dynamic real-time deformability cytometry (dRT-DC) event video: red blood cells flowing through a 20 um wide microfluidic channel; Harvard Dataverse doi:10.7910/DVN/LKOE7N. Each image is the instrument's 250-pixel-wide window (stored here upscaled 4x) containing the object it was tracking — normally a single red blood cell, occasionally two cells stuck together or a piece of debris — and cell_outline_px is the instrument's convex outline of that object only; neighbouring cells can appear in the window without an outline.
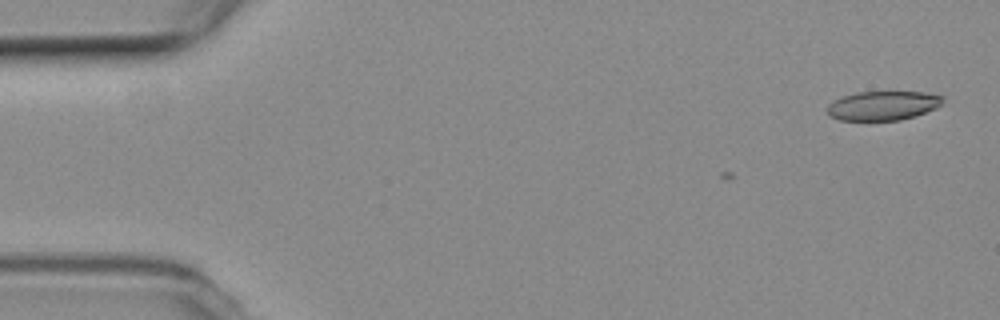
{"species": "common noctule bat (a hibernating species)", "species_latin": "Nyctalus noctula", "temperature_condition": "room temperature", "stored_images_in_passage": 2, "camera_frame_rate_fps": 3000, "um_per_image_px": 0.085, "animal": {"sex": "female", "body_mass_g": 19.3, "forearm_length_mm": 54.1}, "frame": {"image": 1, "passage_image": 2, "time_ms": 0.333, "image_size_px": [1000, 320], "cell_outline_px": [[944, 100], [936, 108], [900, 120], [840, 120], [832, 116], [828, 112], [828, 104], [832, 100], [840, 96], [856, 92], [924, 92], [944, 96]], "centroid_in_image_um": [75.02, 8.96], "position_along_channel_um": 10.0, "area_um2": 19.54}}